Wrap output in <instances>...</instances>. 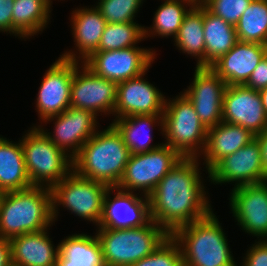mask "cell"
<instances>
[{"label":"cell","mask_w":267,"mask_h":266,"mask_svg":"<svg viewBox=\"0 0 267 266\" xmlns=\"http://www.w3.org/2000/svg\"><path fill=\"white\" fill-rule=\"evenodd\" d=\"M99 117L82 109L69 107L57 116L44 120L38 127L58 148H61L72 159L79 153L83 144L87 142L99 129ZM53 122V131L48 132L42 125Z\"/></svg>","instance_id":"obj_12"},{"label":"cell","mask_w":267,"mask_h":266,"mask_svg":"<svg viewBox=\"0 0 267 266\" xmlns=\"http://www.w3.org/2000/svg\"><path fill=\"white\" fill-rule=\"evenodd\" d=\"M0 136V194L31 187L28 177L21 139L10 141Z\"/></svg>","instance_id":"obj_25"},{"label":"cell","mask_w":267,"mask_h":266,"mask_svg":"<svg viewBox=\"0 0 267 266\" xmlns=\"http://www.w3.org/2000/svg\"><path fill=\"white\" fill-rule=\"evenodd\" d=\"M29 128L21 138L28 177L31 185L51 188L73 170V160L38 127Z\"/></svg>","instance_id":"obj_7"},{"label":"cell","mask_w":267,"mask_h":266,"mask_svg":"<svg viewBox=\"0 0 267 266\" xmlns=\"http://www.w3.org/2000/svg\"><path fill=\"white\" fill-rule=\"evenodd\" d=\"M131 153L121 134L109 123L83 144L72 159L73 171L80 177L115 188L120 182Z\"/></svg>","instance_id":"obj_2"},{"label":"cell","mask_w":267,"mask_h":266,"mask_svg":"<svg viewBox=\"0 0 267 266\" xmlns=\"http://www.w3.org/2000/svg\"><path fill=\"white\" fill-rule=\"evenodd\" d=\"M111 120H113L111 124L121 134L131 154L150 152L163 144V142L155 143L156 145L152 143L154 141L153 129L159 126L158 131L161 130L160 133L163 134V115H131Z\"/></svg>","instance_id":"obj_24"},{"label":"cell","mask_w":267,"mask_h":266,"mask_svg":"<svg viewBox=\"0 0 267 266\" xmlns=\"http://www.w3.org/2000/svg\"><path fill=\"white\" fill-rule=\"evenodd\" d=\"M182 158L175 149L164 143L150 152L131 154L116 188L148 197Z\"/></svg>","instance_id":"obj_9"},{"label":"cell","mask_w":267,"mask_h":266,"mask_svg":"<svg viewBox=\"0 0 267 266\" xmlns=\"http://www.w3.org/2000/svg\"><path fill=\"white\" fill-rule=\"evenodd\" d=\"M222 121L240 125L258 135L267 130L259 91L245 85H228L224 91Z\"/></svg>","instance_id":"obj_17"},{"label":"cell","mask_w":267,"mask_h":266,"mask_svg":"<svg viewBox=\"0 0 267 266\" xmlns=\"http://www.w3.org/2000/svg\"><path fill=\"white\" fill-rule=\"evenodd\" d=\"M132 266H183V258L178 243L170 235L152 254Z\"/></svg>","instance_id":"obj_34"},{"label":"cell","mask_w":267,"mask_h":266,"mask_svg":"<svg viewBox=\"0 0 267 266\" xmlns=\"http://www.w3.org/2000/svg\"><path fill=\"white\" fill-rule=\"evenodd\" d=\"M74 233L59 242L56 266H105L96 233Z\"/></svg>","instance_id":"obj_26"},{"label":"cell","mask_w":267,"mask_h":266,"mask_svg":"<svg viewBox=\"0 0 267 266\" xmlns=\"http://www.w3.org/2000/svg\"><path fill=\"white\" fill-rule=\"evenodd\" d=\"M229 209L240 229L267 240V181L230 189Z\"/></svg>","instance_id":"obj_15"},{"label":"cell","mask_w":267,"mask_h":266,"mask_svg":"<svg viewBox=\"0 0 267 266\" xmlns=\"http://www.w3.org/2000/svg\"><path fill=\"white\" fill-rule=\"evenodd\" d=\"M217 217L212 211L171 234L180 247L183 266H238Z\"/></svg>","instance_id":"obj_4"},{"label":"cell","mask_w":267,"mask_h":266,"mask_svg":"<svg viewBox=\"0 0 267 266\" xmlns=\"http://www.w3.org/2000/svg\"><path fill=\"white\" fill-rule=\"evenodd\" d=\"M154 48L132 46L125 49L95 51L82 63L94 74L117 84L147 72L158 55Z\"/></svg>","instance_id":"obj_10"},{"label":"cell","mask_w":267,"mask_h":266,"mask_svg":"<svg viewBox=\"0 0 267 266\" xmlns=\"http://www.w3.org/2000/svg\"><path fill=\"white\" fill-rule=\"evenodd\" d=\"M52 9L41 0H14L12 35L21 40L41 34L47 28Z\"/></svg>","instance_id":"obj_27"},{"label":"cell","mask_w":267,"mask_h":266,"mask_svg":"<svg viewBox=\"0 0 267 266\" xmlns=\"http://www.w3.org/2000/svg\"><path fill=\"white\" fill-rule=\"evenodd\" d=\"M181 91L193 104L206 129L222 122L223 95L227 84L210 68L195 67L193 81Z\"/></svg>","instance_id":"obj_16"},{"label":"cell","mask_w":267,"mask_h":266,"mask_svg":"<svg viewBox=\"0 0 267 266\" xmlns=\"http://www.w3.org/2000/svg\"><path fill=\"white\" fill-rule=\"evenodd\" d=\"M47 228L9 239L13 266H56L59 244H53Z\"/></svg>","instance_id":"obj_22"},{"label":"cell","mask_w":267,"mask_h":266,"mask_svg":"<svg viewBox=\"0 0 267 266\" xmlns=\"http://www.w3.org/2000/svg\"><path fill=\"white\" fill-rule=\"evenodd\" d=\"M255 139L260 146L262 166L267 176V130L261 134L255 135Z\"/></svg>","instance_id":"obj_40"},{"label":"cell","mask_w":267,"mask_h":266,"mask_svg":"<svg viewBox=\"0 0 267 266\" xmlns=\"http://www.w3.org/2000/svg\"><path fill=\"white\" fill-rule=\"evenodd\" d=\"M14 0H0V32L12 35Z\"/></svg>","instance_id":"obj_38"},{"label":"cell","mask_w":267,"mask_h":266,"mask_svg":"<svg viewBox=\"0 0 267 266\" xmlns=\"http://www.w3.org/2000/svg\"><path fill=\"white\" fill-rule=\"evenodd\" d=\"M41 1H44V2H45V3L52 9V7H53V6H52V3H53L52 1H53V0H41ZM60 1H63V0H60ZM64 1H65V0H64Z\"/></svg>","instance_id":"obj_42"},{"label":"cell","mask_w":267,"mask_h":266,"mask_svg":"<svg viewBox=\"0 0 267 266\" xmlns=\"http://www.w3.org/2000/svg\"><path fill=\"white\" fill-rule=\"evenodd\" d=\"M70 21L75 48L64 51L60 57L82 63L98 49L107 22L94 5L75 8Z\"/></svg>","instance_id":"obj_20"},{"label":"cell","mask_w":267,"mask_h":266,"mask_svg":"<svg viewBox=\"0 0 267 266\" xmlns=\"http://www.w3.org/2000/svg\"><path fill=\"white\" fill-rule=\"evenodd\" d=\"M265 114L267 116V87L259 91Z\"/></svg>","instance_id":"obj_41"},{"label":"cell","mask_w":267,"mask_h":266,"mask_svg":"<svg viewBox=\"0 0 267 266\" xmlns=\"http://www.w3.org/2000/svg\"><path fill=\"white\" fill-rule=\"evenodd\" d=\"M105 266H132L152 254L170 236L153 220L133 228H97Z\"/></svg>","instance_id":"obj_5"},{"label":"cell","mask_w":267,"mask_h":266,"mask_svg":"<svg viewBox=\"0 0 267 266\" xmlns=\"http://www.w3.org/2000/svg\"><path fill=\"white\" fill-rule=\"evenodd\" d=\"M174 46L182 53L197 59V67H205V40L203 26V4L197 3L185 16Z\"/></svg>","instance_id":"obj_29"},{"label":"cell","mask_w":267,"mask_h":266,"mask_svg":"<svg viewBox=\"0 0 267 266\" xmlns=\"http://www.w3.org/2000/svg\"><path fill=\"white\" fill-rule=\"evenodd\" d=\"M235 29L239 41L267 45V0H252Z\"/></svg>","instance_id":"obj_31"},{"label":"cell","mask_w":267,"mask_h":266,"mask_svg":"<svg viewBox=\"0 0 267 266\" xmlns=\"http://www.w3.org/2000/svg\"><path fill=\"white\" fill-rule=\"evenodd\" d=\"M207 175L206 178L209 179L206 180L211 184L233 183V188L267 181L258 141L254 139L243 148L223 157L209 170Z\"/></svg>","instance_id":"obj_13"},{"label":"cell","mask_w":267,"mask_h":266,"mask_svg":"<svg viewBox=\"0 0 267 266\" xmlns=\"http://www.w3.org/2000/svg\"><path fill=\"white\" fill-rule=\"evenodd\" d=\"M110 187L94 180L78 176L73 170L59 183L53 185L52 215L54 224L59 216L60 207L69 210L97 227L103 215L104 198Z\"/></svg>","instance_id":"obj_8"},{"label":"cell","mask_w":267,"mask_h":266,"mask_svg":"<svg viewBox=\"0 0 267 266\" xmlns=\"http://www.w3.org/2000/svg\"><path fill=\"white\" fill-rule=\"evenodd\" d=\"M205 67H210L239 41L235 26L212 14L203 5Z\"/></svg>","instance_id":"obj_28"},{"label":"cell","mask_w":267,"mask_h":266,"mask_svg":"<svg viewBox=\"0 0 267 266\" xmlns=\"http://www.w3.org/2000/svg\"><path fill=\"white\" fill-rule=\"evenodd\" d=\"M116 98V82L94 74L83 63L75 61L70 107L114 118Z\"/></svg>","instance_id":"obj_11"},{"label":"cell","mask_w":267,"mask_h":266,"mask_svg":"<svg viewBox=\"0 0 267 266\" xmlns=\"http://www.w3.org/2000/svg\"><path fill=\"white\" fill-rule=\"evenodd\" d=\"M254 139L255 135L250 130L224 121L207 129L206 146L199 157L204 160L203 166L205 165L206 169L202 171L209 173L219 160L243 148Z\"/></svg>","instance_id":"obj_23"},{"label":"cell","mask_w":267,"mask_h":266,"mask_svg":"<svg viewBox=\"0 0 267 266\" xmlns=\"http://www.w3.org/2000/svg\"><path fill=\"white\" fill-rule=\"evenodd\" d=\"M144 0H97L94 6L100 11L107 23L137 22Z\"/></svg>","instance_id":"obj_33"},{"label":"cell","mask_w":267,"mask_h":266,"mask_svg":"<svg viewBox=\"0 0 267 266\" xmlns=\"http://www.w3.org/2000/svg\"><path fill=\"white\" fill-rule=\"evenodd\" d=\"M147 73L117 84L114 119L131 115H163L166 96L157 86L146 81L148 79L144 76Z\"/></svg>","instance_id":"obj_18"},{"label":"cell","mask_w":267,"mask_h":266,"mask_svg":"<svg viewBox=\"0 0 267 266\" xmlns=\"http://www.w3.org/2000/svg\"><path fill=\"white\" fill-rule=\"evenodd\" d=\"M0 266H13L9 239L0 237Z\"/></svg>","instance_id":"obj_39"},{"label":"cell","mask_w":267,"mask_h":266,"mask_svg":"<svg viewBox=\"0 0 267 266\" xmlns=\"http://www.w3.org/2000/svg\"><path fill=\"white\" fill-rule=\"evenodd\" d=\"M163 1L154 12L152 25L145 27V39L148 37L172 38L178 34L179 28L187 13L197 4L193 0H161Z\"/></svg>","instance_id":"obj_30"},{"label":"cell","mask_w":267,"mask_h":266,"mask_svg":"<svg viewBox=\"0 0 267 266\" xmlns=\"http://www.w3.org/2000/svg\"><path fill=\"white\" fill-rule=\"evenodd\" d=\"M239 266H267V240H254Z\"/></svg>","instance_id":"obj_36"},{"label":"cell","mask_w":267,"mask_h":266,"mask_svg":"<svg viewBox=\"0 0 267 266\" xmlns=\"http://www.w3.org/2000/svg\"><path fill=\"white\" fill-rule=\"evenodd\" d=\"M245 86L257 91L267 87V54L253 70Z\"/></svg>","instance_id":"obj_37"},{"label":"cell","mask_w":267,"mask_h":266,"mask_svg":"<svg viewBox=\"0 0 267 266\" xmlns=\"http://www.w3.org/2000/svg\"><path fill=\"white\" fill-rule=\"evenodd\" d=\"M252 0H202L201 3L214 15L235 26Z\"/></svg>","instance_id":"obj_35"},{"label":"cell","mask_w":267,"mask_h":266,"mask_svg":"<svg viewBox=\"0 0 267 266\" xmlns=\"http://www.w3.org/2000/svg\"><path fill=\"white\" fill-rule=\"evenodd\" d=\"M267 54V45L238 41L210 68L228 85H245L253 70Z\"/></svg>","instance_id":"obj_21"},{"label":"cell","mask_w":267,"mask_h":266,"mask_svg":"<svg viewBox=\"0 0 267 266\" xmlns=\"http://www.w3.org/2000/svg\"><path fill=\"white\" fill-rule=\"evenodd\" d=\"M164 144L182 157L199 158L207 142V129L200 122L192 102L182 93L166 98L163 112Z\"/></svg>","instance_id":"obj_6"},{"label":"cell","mask_w":267,"mask_h":266,"mask_svg":"<svg viewBox=\"0 0 267 266\" xmlns=\"http://www.w3.org/2000/svg\"><path fill=\"white\" fill-rule=\"evenodd\" d=\"M75 61L61 57L55 60L43 75L35 102L40 125L44 120L57 116L70 107L71 85Z\"/></svg>","instance_id":"obj_14"},{"label":"cell","mask_w":267,"mask_h":266,"mask_svg":"<svg viewBox=\"0 0 267 266\" xmlns=\"http://www.w3.org/2000/svg\"><path fill=\"white\" fill-rule=\"evenodd\" d=\"M145 40L144 26L137 22L107 23L96 51L125 49Z\"/></svg>","instance_id":"obj_32"},{"label":"cell","mask_w":267,"mask_h":266,"mask_svg":"<svg viewBox=\"0 0 267 266\" xmlns=\"http://www.w3.org/2000/svg\"><path fill=\"white\" fill-rule=\"evenodd\" d=\"M200 160L183 157L148 196L151 220L170 235L177 228L200 220L213 211L209 191L201 176Z\"/></svg>","instance_id":"obj_1"},{"label":"cell","mask_w":267,"mask_h":266,"mask_svg":"<svg viewBox=\"0 0 267 266\" xmlns=\"http://www.w3.org/2000/svg\"><path fill=\"white\" fill-rule=\"evenodd\" d=\"M150 220L147 196L124 192L115 187L109 188L105 195L102 219L96 228L141 227Z\"/></svg>","instance_id":"obj_19"},{"label":"cell","mask_w":267,"mask_h":266,"mask_svg":"<svg viewBox=\"0 0 267 266\" xmlns=\"http://www.w3.org/2000/svg\"><path fill=\"white\" fill-rule=\"evenodd\" d=\"M51 190L44 186L0 194V237L11 239L53 224Z\"/></svg>","instance_id":"obj_3"}]
</instances>
